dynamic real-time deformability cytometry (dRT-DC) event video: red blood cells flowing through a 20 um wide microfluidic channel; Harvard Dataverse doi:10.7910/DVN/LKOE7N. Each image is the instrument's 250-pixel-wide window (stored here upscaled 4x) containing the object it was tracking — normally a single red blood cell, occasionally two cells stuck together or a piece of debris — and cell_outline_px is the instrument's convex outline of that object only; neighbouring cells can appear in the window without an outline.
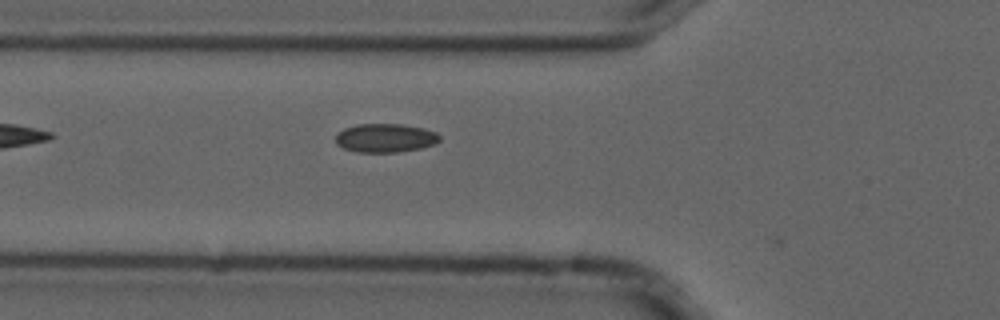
{"species": "common noctule bat (a hibernating species)", "species_latin": "Nyctalus noctula", "temperature_condition": "cold", "stored_images_in_passage": 6, "camera_frame_rate_fps": 3000, "um_per_image_px": 0.085, "animal": {"sex": "male", "forearm_length_mm": 52.5}, "frame": {"image": 1, "passage_image": 6, "time_ms": 1.667, "image_size_px": [1000, 320], "cell_outline_px": [[440, 140], [436, 144], [420, 148], [396, 152], [356, 152], [344, 148], [336, 144], [336, 136], [344, 128], [356, 124], [404, 124], [424, 128], [436, 132], [440, 136]], "centroid_in_image_um": [32.77, 11.72], "position_along_channel_um": 93.0, "area_um2": 17.46}}